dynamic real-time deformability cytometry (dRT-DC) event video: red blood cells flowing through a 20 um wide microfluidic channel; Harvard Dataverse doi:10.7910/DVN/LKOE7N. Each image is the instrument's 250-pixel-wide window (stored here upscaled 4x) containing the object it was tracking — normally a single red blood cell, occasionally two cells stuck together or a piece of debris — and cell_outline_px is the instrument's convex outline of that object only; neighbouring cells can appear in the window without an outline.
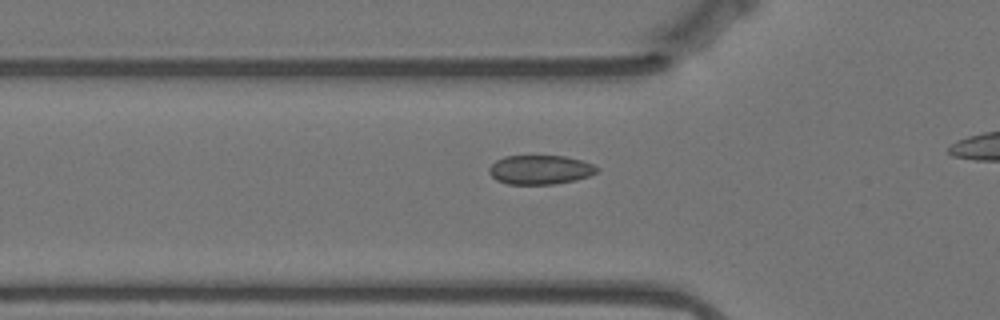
{"species": "Egyptian fruit bat (a non-hibernating species)", "species_latin": "Rousettus aegyptiacus", "temperature_condition": "warm", "stored_images_in_passage": 20, "camera_frame_rate_fps": 3000, "um_per_image_px": 0.085, "animal": {"sex": "female"}, "frame": {"image": 1, "passage_image": 7, "time_ms": 2.0, "image_size_px": [1000, 320], "cell_outline_px": [[600, 168], [596, 172], [588, 176], [576, 180], [552, 184], [508, 184], [496, 180], [488, 172], [488, 168], [496, 160], [504, 156], [564, 156], [584, 160]], "centroid_in_image_um": [45.91, 14.42], "position_along_channel_um": 79.9, "area_um2": 18.38}}
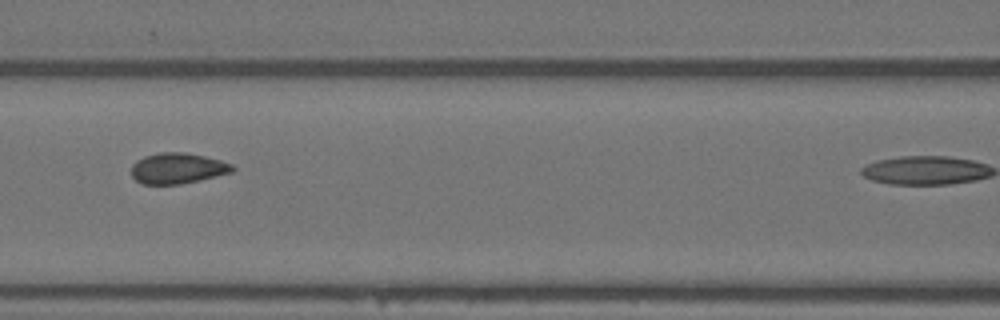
{"frame": {"image": 2, "passage_image": 13, "time_ms": 4.0, "image_size_px": [1000, 320], "cell_outline_px": [[236, 168], [232, 172], [200, 180], [180, 184], [140, 184], [132, 176], [132, 164], [136, 160], [144, 156], [160, 152], [184, 152], [204, 156], [220, 160], [232, 164]], "centroid_in_image_um": [15.08, 14.3], "position_along_channel_um": 151.5, "area_um2": 18.15}}
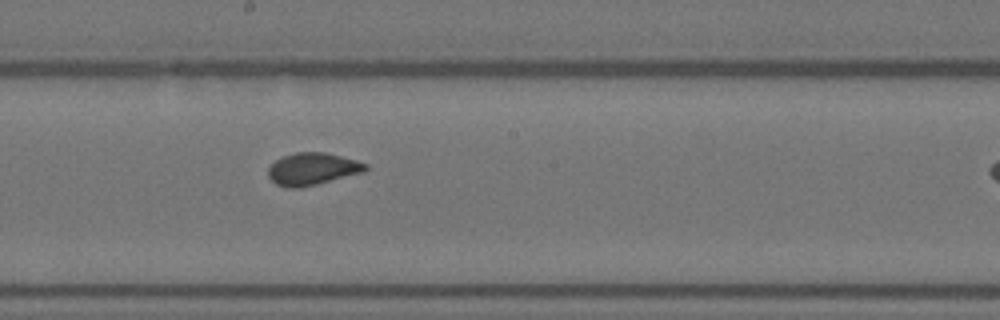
{"frame": {"image": 3, "passage_image": 19, "time_ms": 6.0, "image_size_px": [1000, 320], "cell_outline_px": [[368, 168], [364, 172], [300, 188], [288, 188], [276, 184], [268, 176], [268, 168], [276, 160], [284, 156], [296, 152], [324, 152], [356, 160], [368, 164]], "centroid_in_image_um": [26.56, 14.36], "position_along_channel_um": 221.6, "area_um2": 18.15}}